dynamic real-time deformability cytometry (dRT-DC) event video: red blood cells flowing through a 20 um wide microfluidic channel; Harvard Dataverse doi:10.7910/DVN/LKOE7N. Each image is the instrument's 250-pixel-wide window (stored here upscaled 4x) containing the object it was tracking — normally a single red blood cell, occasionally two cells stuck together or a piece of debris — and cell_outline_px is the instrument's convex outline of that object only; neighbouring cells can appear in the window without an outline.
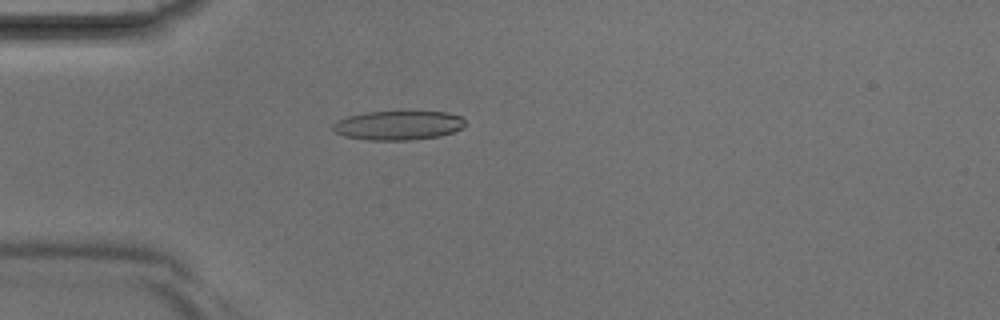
{"species": "Egyptian fruit bat (a non-hibernating species)", "species_latin": "Rousettus aegyptiacus", "temperature_condition": "room temperature", "stored_images_in_passage": 3, "camera_frame_rate_fps": 3000, "um_per_image_px": 0.085, "animal": {"sex": "male"}, "frame": {"image": 1, "passage_image": 1, "time_ms": 0.0, "image_size_px": [1000, 320], "cell_outline_px": [[464, 124], [460, 128], [452, 132], [440, 136], [412, 140], [368, 140], [344, 136], [336, 132], [332, 128], [332, 124], [348, 116], [364, 112], [448, 112], [460, 116], [464, 120]], "centroid_in_image_um": [33.83, 10.66], "position_along_channel_um": 51.2, "area_um2": 22.31}}